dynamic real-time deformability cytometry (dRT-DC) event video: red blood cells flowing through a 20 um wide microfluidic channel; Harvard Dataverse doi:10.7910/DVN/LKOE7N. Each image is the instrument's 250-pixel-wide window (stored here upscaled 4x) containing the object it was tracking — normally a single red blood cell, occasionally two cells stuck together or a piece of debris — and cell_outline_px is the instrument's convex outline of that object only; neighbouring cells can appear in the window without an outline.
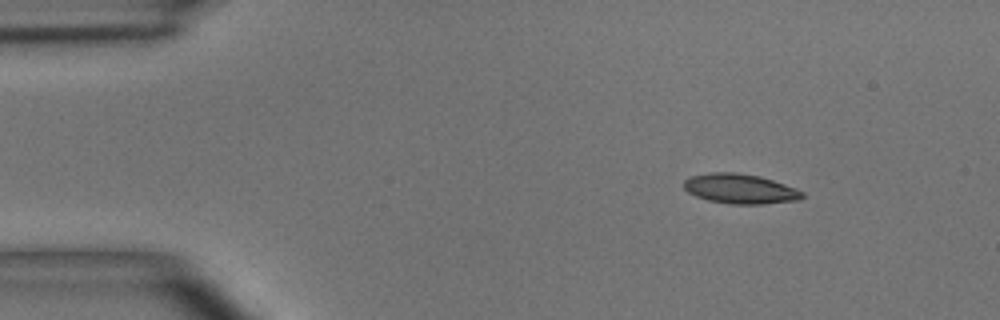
{"species": "common noctule bat (a hibernating species)", "species_latin": "Nyctalus noctula", "temperature_condition": "room temperature", "stored_images_in_passage": 4, "segment_of_instrument_passage": [1, 2], "camera_frame_rate_fps": 3000, "um_per_image_px": 0.085, "animal": {"sex": "male", "body_mass_g": 15.6}, "frame": {"image": 1, "passage_image": 1, "time_ms": 0.0, "image_size_px": [1000, 320], "cell_outline_px": [[804, 196], [800, 200], [760, 204], [732, 204], [708, 200], [696, 196], [688, 192], [684, 188], [684, 180], [688, 176], [712, 172], [736, 172], [760, 176], [796, 188], [804, 192]], "centroid_in_image_um": [62.9, 16.04], "position_along_channel_um": 22.1, "area_um2": 20.63}}